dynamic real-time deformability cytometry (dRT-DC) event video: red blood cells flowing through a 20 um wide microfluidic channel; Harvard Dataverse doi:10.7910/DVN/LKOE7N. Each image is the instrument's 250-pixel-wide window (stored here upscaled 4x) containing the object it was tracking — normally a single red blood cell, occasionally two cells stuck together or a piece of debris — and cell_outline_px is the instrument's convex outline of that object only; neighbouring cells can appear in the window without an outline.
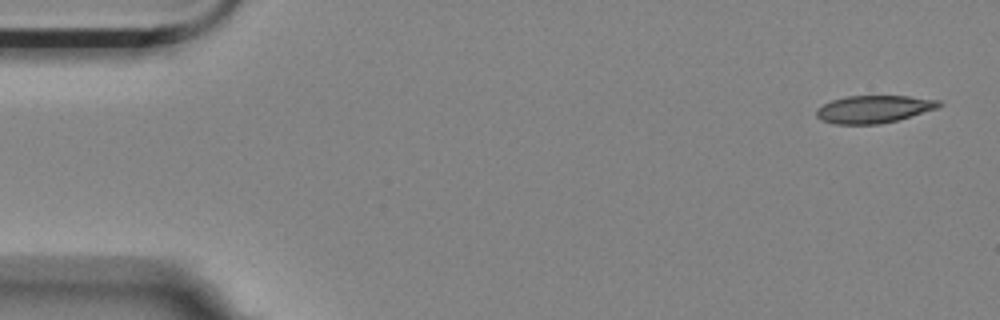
{"species": "Egyptian fruit bat (a non-hibernating species)", "species_latin": "Rousettus aegyptiacus", "temperature_condition": "room temperature", "stored_images_in_passage": 12, "camera_frame_rate_fps": 3000, "um_per_image_px": 0.085, "animal": {"sex": "female"}, "frame": {"image": 1, "passage_image": 1, "time_ms": 0.0, "image_size_px": [1000, 320], "cell_outline_px": [[944, 104], [936, 108], [896, 120], [880, 124], [836, 124], [820, 120], [816, 116], [816, 108], [832, 100], [848, 96], [908, 96], [940, 100]], "centroid_in_image_um": [74.24, 9.27], "position_along_channel_um": 10.8, "area_um2": 19.54}}